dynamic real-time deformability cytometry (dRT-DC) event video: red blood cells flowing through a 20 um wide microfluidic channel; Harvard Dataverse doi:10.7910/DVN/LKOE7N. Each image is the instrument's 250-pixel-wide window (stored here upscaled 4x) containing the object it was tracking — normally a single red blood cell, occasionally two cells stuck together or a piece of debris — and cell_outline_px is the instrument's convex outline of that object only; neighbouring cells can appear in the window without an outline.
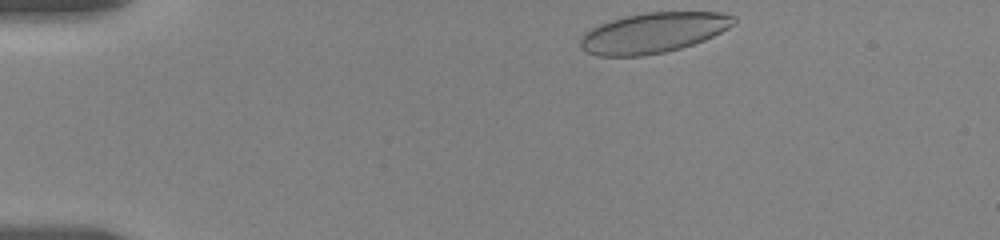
{"species": "human", "species_latin": "Homo sapiens", "temperature_condition": "room temperature", "stored_images_in_passage": 11, "camera_frame_rate_fps": 3000, "um_per_image_px": 0.085, "donor": {"sex": "female"}, "frame": {"image": 1, "passage_image": 1, "time_ms": 0.0, "image_size_px": [1000, 240], "cell_outline_px": [[736, 24], [704, 40], [680, 48], [664, 52], [640, 56], [600, 56], [588, 52], [580, 48], [580, 40], [584, 32], [600, 24], [612, 20], [628, 16], [648, 12], [720, 12], [736, 16]], "centroid_in_image_um": [55.55, 2.78], "position_along_channel_um": 29.5, "area_um2": 35.78}}
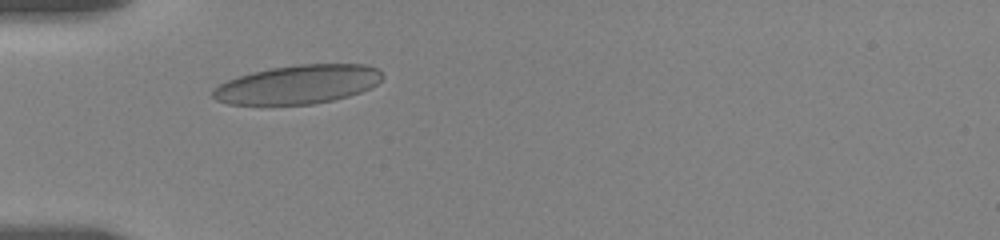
{"frame": {"image": 2, "passage_image": 10, "time_ms": 2.667, "image_size_px": [1000, 240], "cell_outline_px": [[384, 76], [376, 84], [360, 92], [348, 96], [332, 100], [312, 104], [228, 104], [216, 100], [212, 96], [212, 92], [220, 84], [228, 80], [252, 72], [272, 68], [300, 64], [364, 64], [376, 68]], "centroid_in_image_um": [25.33, 7.17], "position_along_channel_um": 59.7, "area_um2": 37.86}}